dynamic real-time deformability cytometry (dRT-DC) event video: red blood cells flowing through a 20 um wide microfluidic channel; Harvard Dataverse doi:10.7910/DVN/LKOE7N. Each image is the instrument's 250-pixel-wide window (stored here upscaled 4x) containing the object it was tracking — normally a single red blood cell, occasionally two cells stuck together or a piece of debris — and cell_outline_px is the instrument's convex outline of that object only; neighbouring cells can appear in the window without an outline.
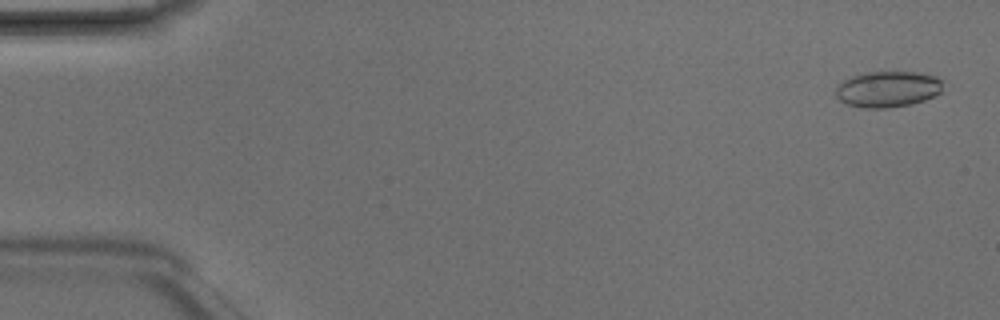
{"species": "Egyptian fruit bat (a non-hibernating species)", "species_latin": "Rousettus aegyptiacus", "temperature_condition": "room temperature", "stored_images_in_passage": 7, "camera_frame_rate_fps": 3000, "um_per_image_px": 0.085, "animal": {"sex": "male"}, "frame": {"image": 1, "passage_image": 1, "time_ms": 0.0, "image_size_px": [1000, 320], "cell_outline_px": [[944, 80], [940, 92], [924, 100], [912, 104], [888, 108], [860, 108], [848, 104], [840, 100], [836, 96], [836, 88], [844, 80], [860, 72], [920, 72], [936, 76]], "centroid_in_image_um": [75.47, 7.57], "position_along_channel_um": 9.5, "area_um2": 22.66}}
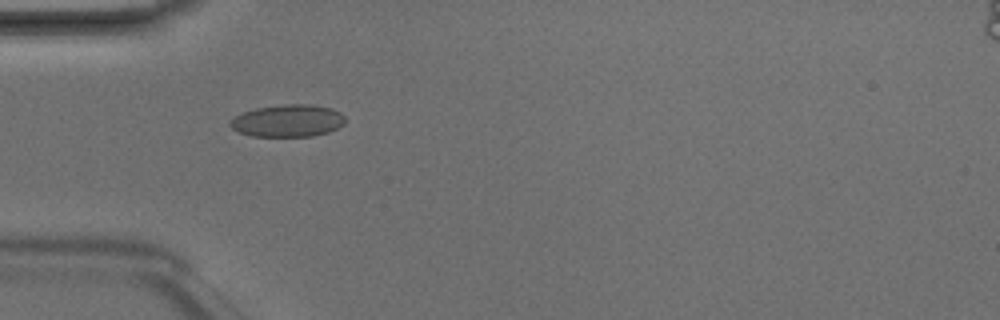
{"frame": {"image": 2, "passage_image": 4, "time_ms": 1.0, "image_size_px": [1000, 320], "cell_outline_px": [[344, 124], [328, 132], [312, 136], [252, 136], [240, 132], [232, 128], [228, 124], [228, 120], [244, 112], [256, 108], [284, 104], [308, 104], [332, 108], [340, 112], [344, 116]], "centroid_in_image_um": [24.45, 10.26], "position_along_channel_um": 60.5, "area_um2": 21.56}}